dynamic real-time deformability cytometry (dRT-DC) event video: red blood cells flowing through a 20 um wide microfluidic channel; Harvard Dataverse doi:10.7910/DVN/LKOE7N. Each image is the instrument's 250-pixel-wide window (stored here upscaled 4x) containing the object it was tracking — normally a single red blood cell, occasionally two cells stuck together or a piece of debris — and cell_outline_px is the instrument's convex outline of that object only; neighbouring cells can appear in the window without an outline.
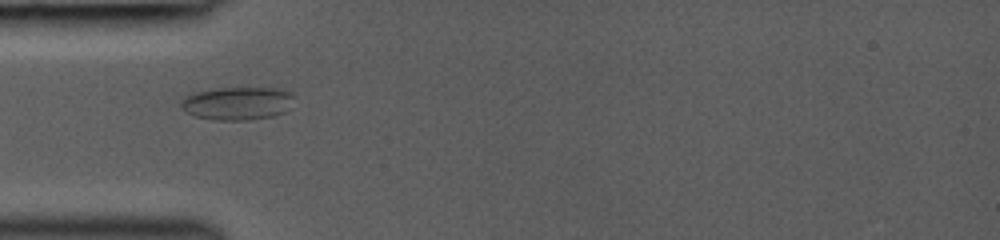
{"species": "common noctule bat (a hibernating species)", "species_latin": "Nyctalus noctula", "temperature_condition": "room temperature", "stored_images_in_passage": 8, "camera_frame_rate_fps": 3000, "um_per_image_px": 0.085, "animal": {"sex": "female", "body_mass_g": 19.0, "forearm_length_mm": 53.3}, "frame": {"image": 1, "passage_image": 1, "time_ms": 0.0, "image_size_px": [1000, 240], "cell_outline_px": [[296, 96], [284, 112], [272, 116], [248, 120], [212, 120], [196, 116], [180, 108], [180, 104], [184, 96], [196, 92], [216, 88], [276, 88], [292, 92]], "centroid_in_image_um": [20.18, 8.78], "position_along_channel_um": 64.8, "area_um2": 21.85}}
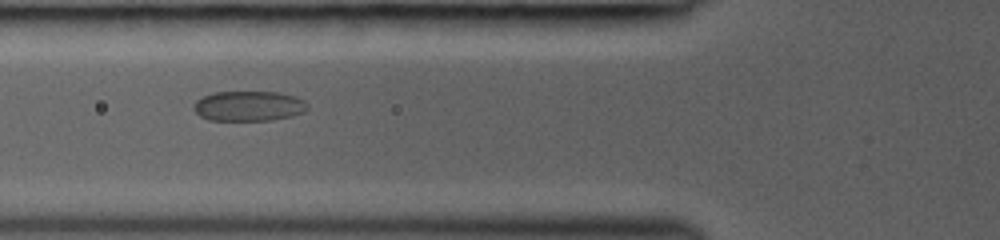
{"frame": {"image": 2, "passage_image": 7, "time_ms": 1.0, "image_size_px": [1000, 240], "cell_outline_px": [[308, 108], [304, 112], [292, 116], [272, 120], [208, 120], [200, 116], [192, 108], [192, 104], [196, 100], [204, 96], [216, 92], [280, 92], [296, 96], [304, 100], [308, 104]], "centroid_in_image_um": [21.15, 9.01], "position_along_channel_um": 104.6, "area_um2": 20.11}}